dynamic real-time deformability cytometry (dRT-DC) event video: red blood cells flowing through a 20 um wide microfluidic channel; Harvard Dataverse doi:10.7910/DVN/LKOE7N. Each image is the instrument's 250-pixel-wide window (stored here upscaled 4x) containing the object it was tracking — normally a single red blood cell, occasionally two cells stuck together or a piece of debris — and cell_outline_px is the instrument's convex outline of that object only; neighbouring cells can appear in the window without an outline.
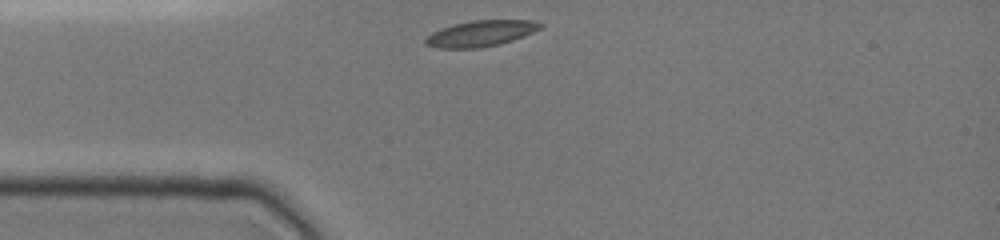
{"species": "common noctule bat (a hibernating species)", "species_latin": "Nyctalus noctula", "temperature_condition": "cold", "stored_images_in_passage": 28, "camera_frame_rate_fps": 3000, "um_per_image_px": 0.085, "animal": {"sex": "female", "body_mass_g": 19.0, "forearm_length_mm": 51.5}, "frame": {"image": 1, "passage_image": 1, "time_ms": 0.0, "image_size_px": [1000, 240], "cell_outline_px": [[544, 24], [540, 28], [532, 32], [512, 40], [500, 44], [480, 48], [436, 48], [424, 44], [424, 40], [432, 32], [440, 28], [452, 24], [472, 20], [532, 20]], "centroid_in_image_um": [40.82, 2.84], "position_along_channel_um": 44.2, "area_um2": 17.4}}
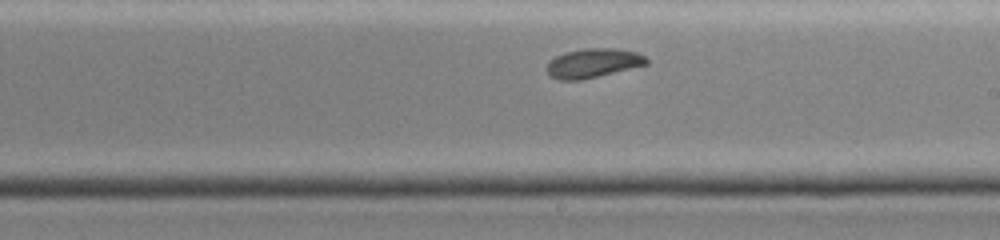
{"frame": {"image": 2, "passage_image": 16, "time_ms": 5.333, "image_size_px": [1000, 240], "cell_outline_px": [[648, 64], [584, 80], [560, 80], [552, 76], [544, 68], [548, 60], [564, 52], [584, 48], [616, 48], [636, 52], [644, 56], [648, 60]], "centroid_in_image_um": [50.38, 5.36], "position_along_channel_um": 238.6, "area_um2": 17.17}}
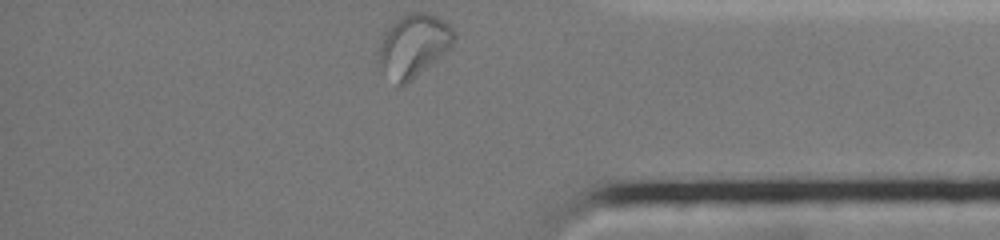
{"frame": {"image": 3, "passage_image": 28, "time_ms": 9.667, "image_size_px": [1000, 240], "cell_outline_px": [[456, 40], [452, 48], [408, 84], [400, 88], [396, 84], [380, 64], [380, 36], [400, 16], [408, 12], [428, 12], [436, 16], [448, 24], [456, 32]], "centroid_in_image_um": [35.21, 3.86], "position_along_channel_um": 400.0, "area_um2": 27.8}, "authors_computed_cell_mechanics": {"area_um2": 17.5423, "velocity_mm_per_s": 3.881, "shape_relaxation_time_tau1_ms": 10.7907, "shape_relaxation_time_tau2_ms": null, "deformation_change_tau1": 0.2485, "deformation_change_tau2": null}}